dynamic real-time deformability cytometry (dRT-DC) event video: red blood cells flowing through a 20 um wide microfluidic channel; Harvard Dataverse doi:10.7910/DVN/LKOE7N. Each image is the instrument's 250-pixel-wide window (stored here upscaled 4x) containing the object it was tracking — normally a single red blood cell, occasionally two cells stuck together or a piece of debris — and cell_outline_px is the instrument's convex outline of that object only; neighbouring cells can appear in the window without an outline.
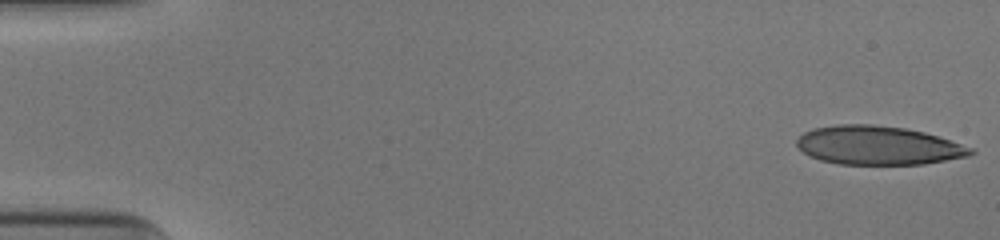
{"species": "human", "species_latin": "Homo sapiens", "temperature_condition": "cold", "stored_images_in_passage": 51, "camera_frame_rate_fps": 3000, "um_per_image_px": 0.085, "donor": {"sex": "male"}, "frame": {"image": 1, "passage_image": 1, "time_ms": 0.0, "image_size_px": [1000, 240], "cell_outline_px": [[976, 152], [968, 156], [924, 164], [840, 164], [820, 160], [808, 156], [796, 144], [796, 140], [804, 132], [812, 128], [836, 124], [872, 124], [904, 128], [924, 132], [976, 148]], "centroid_in_image_um": [74.65, 12.35], "position_along_channel_um": 10.4, "area_um2": 39.42}}
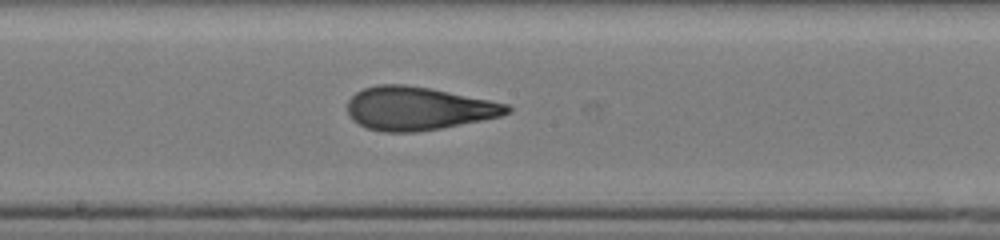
{"frame": {"image": 2, "passage_image": 28, "time_ms": 9.0, "image_size_px": [1000, 240], "cell_outline_px": [[512, 112], [500, 116], [440, 128], [416, 132], [384, 132], [368, 128], [352, 120], [348, 116], [348, 100], [356, 92], [364, 88], [380, 84], [404, 84], [428, 88], [508, 104], [512, 108]], "centroid_in_image_um": [35.51, 9.22], "position_along_channel_um": 212.7, "area_um2": 39.88}}
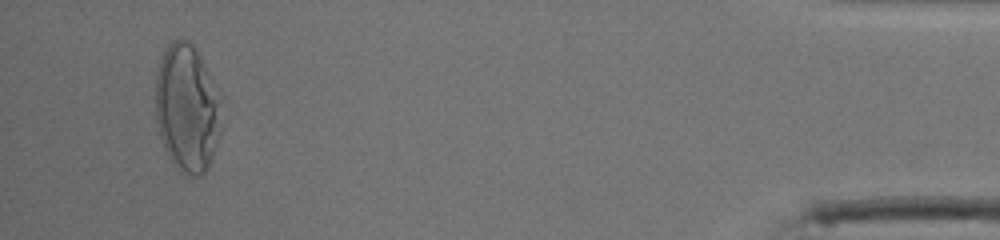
{"frame": {"image": 3, "passage_image": 49, "time_ms": 16.0, "image_size_px": [1000, 240], "cell_outline_px": [[224, 100], [212, 160], [208, 168], [200, 176], [192, 176], [180, 172], [172, 164], [164, 148], [160, 136], [156, 120], [156, 76], [160, 60], [168, 44], [172, 40], [188, 40], [192, 44], [204, 64]], "centroid_in_image_um": [15.91, 9.22], "position_along_channel_um": 419.3, "area_um2": 49.19}}